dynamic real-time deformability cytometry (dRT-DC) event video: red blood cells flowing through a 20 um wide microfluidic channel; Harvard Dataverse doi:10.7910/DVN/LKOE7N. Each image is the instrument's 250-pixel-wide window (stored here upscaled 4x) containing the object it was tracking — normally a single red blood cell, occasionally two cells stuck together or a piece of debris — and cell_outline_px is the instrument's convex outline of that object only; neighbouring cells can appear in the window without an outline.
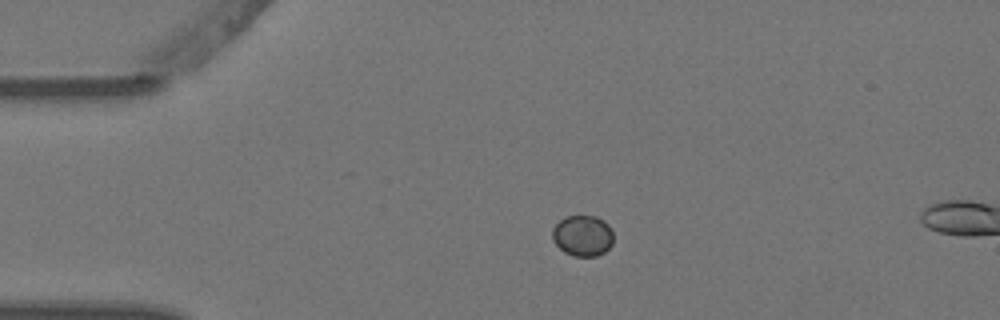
{"species": "Egyptian fruit bat (a non-hibernating species)", "species_latin": "Rousettus aegyptiacus", "temperature_condition": "warm", "stored_images_in_passage": 3, "camera_frame_rate_fps": 3000, "um_per_image_px": 0.085, "animal": {"sex": "female"}, "frame": {"image": 1, "passage_image": 1, "time_ms": 0.0, "image_size_px": [1000, 320], "cell_outline_px": [[612, 244], [604, 252], [596, 256], [572, 256], [564, 252], [552, 240], [552, 228], [564, 216], [596, 216], [604, 220], [608, 224], [612, 232]], "centroid_in_image_um": [49.51, 20.03], "position_along_channel_um": 35.5, "area_um2": 14.62}}